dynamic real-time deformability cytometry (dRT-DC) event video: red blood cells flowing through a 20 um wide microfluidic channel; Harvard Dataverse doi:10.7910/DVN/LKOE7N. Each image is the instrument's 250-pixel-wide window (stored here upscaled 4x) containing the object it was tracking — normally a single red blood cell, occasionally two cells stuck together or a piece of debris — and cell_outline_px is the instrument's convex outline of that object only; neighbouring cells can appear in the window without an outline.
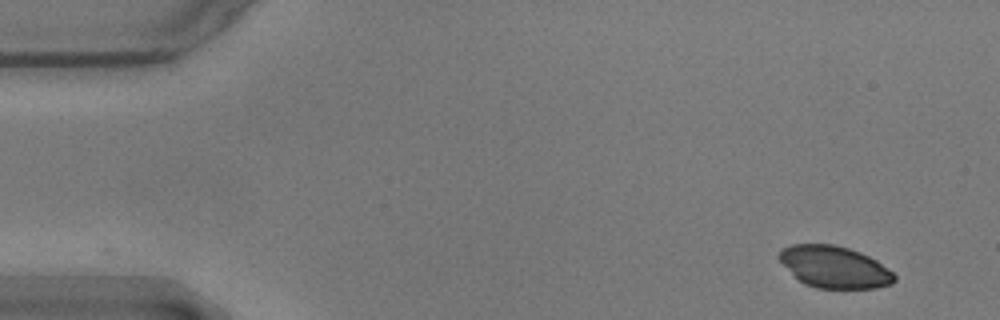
{"species": "common noctule bat (a hibernating species)", "species_latin": "Nyctalus noctula", "temperature_condition": "warm", "stored_images_in_passage": 36, "camera_frame_rate_fps": 3000, "um_per_image_px": 0.085, "animal": {"sex": "male", "body_mass_g": 17.9}, "frame": {"image": 1, "passage_image": 1, "time_ms": 0.0, "image_size_px": [1000, 320], "cell_outline_px": [[896, 280], [892, 284], [876, 288], [816, 288], [804, 284], [776, 256], [780, 248], [792, 244], [836, 244], [860, 252], [876, 260], [892, 272], [896, 276]], "centroid_in_image_um": [70.92, 22.68], "position_along_channel_um": 14.1, "area_um2": 28.03}}